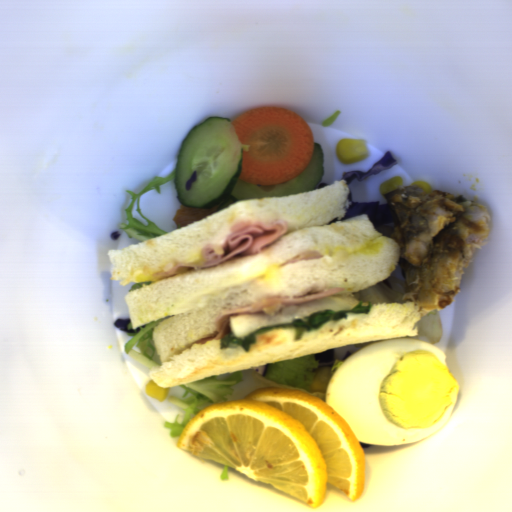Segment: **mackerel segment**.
<instances>
[{
    "instance_id": "14911b7f",
    "label": "mackerel segment",
    "mask_w": 512,
    "mask_h": 512,
    "mask_svg": "<svg viewBox=\"0 0 512 512\" xmlns=\"http://www.w3.org/2000/svg\"><path fill=\"white\" fill-rule=\"evenodd\" d=\"M393 219L390 238L399 245L404 272L402 300H412L421 316L454 303L477 249L483 248L492 217L464 194L406 185L386 192Z\"/></svg>"
}]
</instances>
